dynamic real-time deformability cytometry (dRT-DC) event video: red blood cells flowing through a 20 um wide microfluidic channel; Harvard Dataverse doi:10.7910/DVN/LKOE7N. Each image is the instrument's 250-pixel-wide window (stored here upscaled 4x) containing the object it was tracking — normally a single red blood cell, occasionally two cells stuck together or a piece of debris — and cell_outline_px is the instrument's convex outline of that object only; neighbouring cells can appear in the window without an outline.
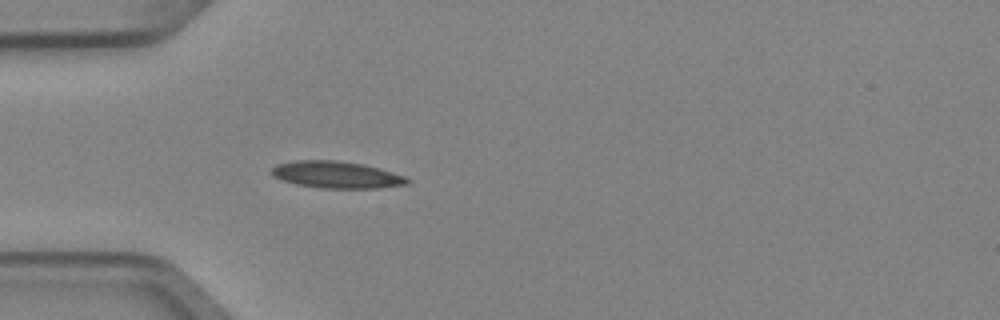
{"species": "Egyptian fruit bat (a non-hibernating species)", "species_latin": "Rousettus aegyptiacus", "temperature_condition": "cold", "stored_images_in_passage": 5, "camera_frame_rate_fps": 3000, "um_per_image_px": 0.085, "animal": {"sex": "female"}, "frame": {"image": 1, "passage_image": 5, "time_ms": 1.333, "image_size_px": [1000, 320], "cell_outline_px": [[412, 180], [408, 184], [376, 188], [320, 188], [296, 184], [272, 176], [272, 168], [276, 164], [296, 160], [336, 160], [364, 164], [392, 172], [404, 176]], "centroid_in_image_um": [28.6, 14.85], "position_along_channel_um": 56.4, "area_um2": 21.21}}